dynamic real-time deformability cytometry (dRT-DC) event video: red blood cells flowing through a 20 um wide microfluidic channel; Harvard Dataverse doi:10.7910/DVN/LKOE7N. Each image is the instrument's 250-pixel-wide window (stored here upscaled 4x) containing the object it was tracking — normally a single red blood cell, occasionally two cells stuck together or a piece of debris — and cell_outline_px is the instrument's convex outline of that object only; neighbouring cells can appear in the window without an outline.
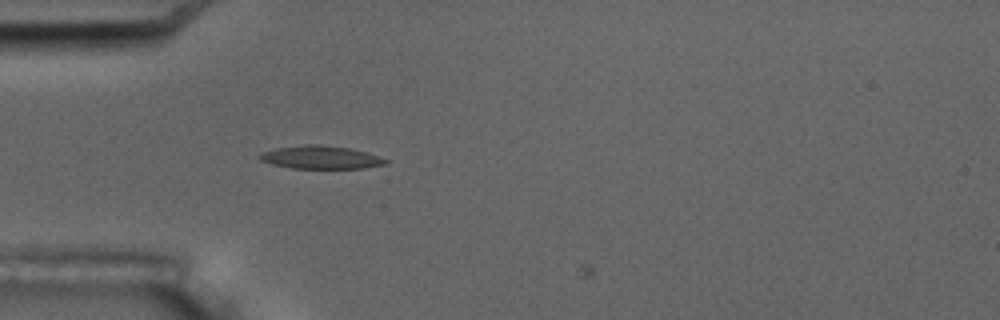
{"species": "common noctule bat (a hibernating species)", "species_latin": "Nyctalus noctula", "temperature_condition": "room temperature", "stored_images_in_passage": 1, "camera_frame_rate_fps": 3000, "um_per_image_px": 0.085, "animal": {"sex": "male", "body_mass_g": 17.5, "forearm_length_mm": 52.3}, "frame": {"image": 1, "passage_image": 1, "time_ms": 0.0, "image_size_px": [1000, 320], "cell_outline_px": [[388, 164], [364, 168], [292, 168], [272, 164], [260, 160], [256, 156], [264, 152], [276, 148], [304, 144], [320, 144], [348, 148], [368, 152], [388, 160]], "centroid_in_image_um": [27.27, 13.37], "position_along_channel_um": 57.7, "area_um2": 16.94}}